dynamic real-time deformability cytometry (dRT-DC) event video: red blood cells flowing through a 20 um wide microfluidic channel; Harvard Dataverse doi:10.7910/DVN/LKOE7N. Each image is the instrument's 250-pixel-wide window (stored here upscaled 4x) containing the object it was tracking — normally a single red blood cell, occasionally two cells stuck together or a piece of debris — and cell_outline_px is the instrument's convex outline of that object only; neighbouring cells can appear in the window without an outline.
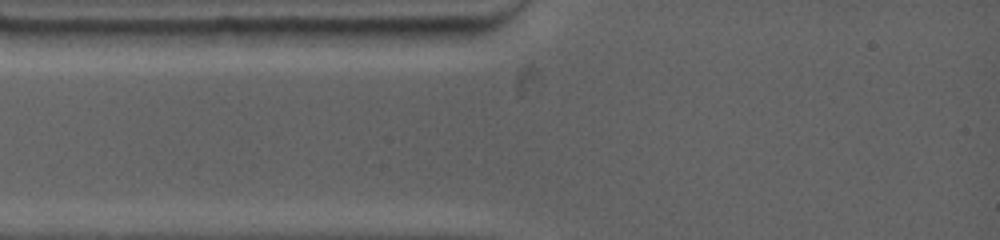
{"species": "common noctule bat (a hibernating species)", "species_latin": "Nyctalus noctula", "temperature_condition": "warm", "stored_images_in_passage": 2, "camera_frame_rate_fps": 4500, "um_per_image_px": 0.085, "animal": {"sex": "female", "body_mass_g": 19.0, "forearm_length_mm": 53.3}, "frame": {"image": 1, "passage_image": 1, "time_ms": 0.0, "image_size_px": [1000, 240], "cell_outline_px": [[412, 28], [404, 32], [376, 44], [312, 44], [308, 40], [300, 28]], "centroid_in_image_um": [29.8, 3.0], "position_along_channel_um": 55.2, "area_um2": 10.29}}